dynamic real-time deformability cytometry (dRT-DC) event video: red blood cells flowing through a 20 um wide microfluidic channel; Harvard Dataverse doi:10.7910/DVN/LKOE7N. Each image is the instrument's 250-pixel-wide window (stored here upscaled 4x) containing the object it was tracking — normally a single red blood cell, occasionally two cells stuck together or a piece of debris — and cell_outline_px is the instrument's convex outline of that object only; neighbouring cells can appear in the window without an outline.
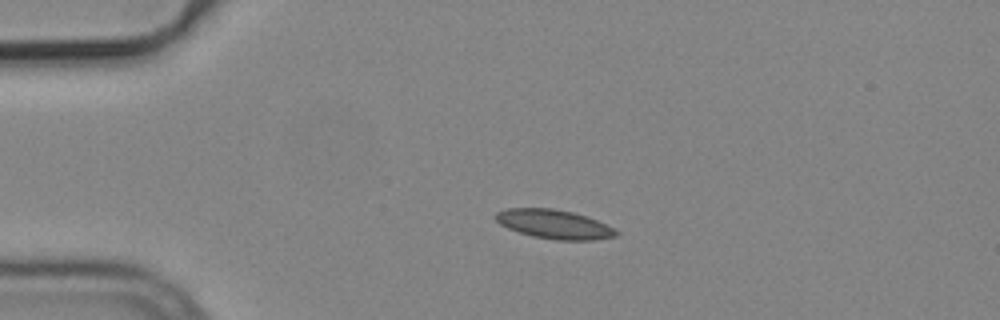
{"species": "common noctule bat (a hibernating species)", "species_latin": "Nyctalus noctula", "temperature_condition": "cold", "stored_images_in_passage": 2, "camera_frame_rate_fps": 3000, "um_per_image_px": 0.085, "animal": {"sex": "male", "body_mass_g": 19.2, "forearm_length_mm": 51.8}, "frame": {"image": 1, "passage_image": 1, "time_ms": 0.0, "image_size_px": [1000, 320], "cell_outline_px": [[620, 232], [616, 236], [592, 240], [556, 240], [532, 236], [508, 228], [500, 224], [496, 220], [496, 212], [508, 208], [552, 208], [572, 212], [596, 220]], "centroid_in_image_um": [47.08, 19.06], "position_along_channel_um": 37.9, "area_um2": 20.11}}